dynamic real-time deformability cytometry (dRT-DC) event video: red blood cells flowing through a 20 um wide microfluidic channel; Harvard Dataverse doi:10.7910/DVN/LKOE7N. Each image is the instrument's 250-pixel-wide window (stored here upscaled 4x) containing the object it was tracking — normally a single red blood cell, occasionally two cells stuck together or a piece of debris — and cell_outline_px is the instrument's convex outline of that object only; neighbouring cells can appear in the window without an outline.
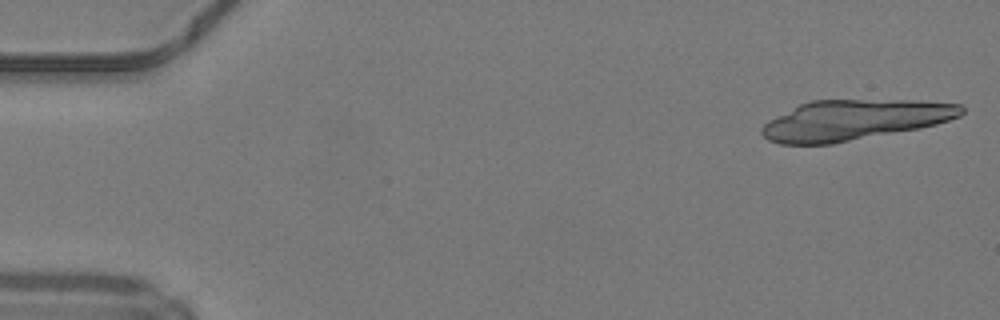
{"species": "common noctule bat (a hibernating species)", "species_latin": "Nyctalus noctula", "temperature_condition": "warm", "stored_images_in_passage": 15, "camera_frame_rate_fps": 3000, "um_per_image_px": 0.085, "animal": {"sex": "male", "body_mass_g": 19.2, "forearm_length_mm": 51.8}, "frame": {"image": 1, "passage_image": 1, "time_ms": 0.0, "image_size_px": [1000, 320], "cell_outline_px": [[952, 116], [928, 124], [904, 128], [864, 128], [852, 104], [944, 104]], "centroid_in_image_um": [76.49, 9.77], "position_along_channel_um": 8.5, "area_um2": 14.22}}